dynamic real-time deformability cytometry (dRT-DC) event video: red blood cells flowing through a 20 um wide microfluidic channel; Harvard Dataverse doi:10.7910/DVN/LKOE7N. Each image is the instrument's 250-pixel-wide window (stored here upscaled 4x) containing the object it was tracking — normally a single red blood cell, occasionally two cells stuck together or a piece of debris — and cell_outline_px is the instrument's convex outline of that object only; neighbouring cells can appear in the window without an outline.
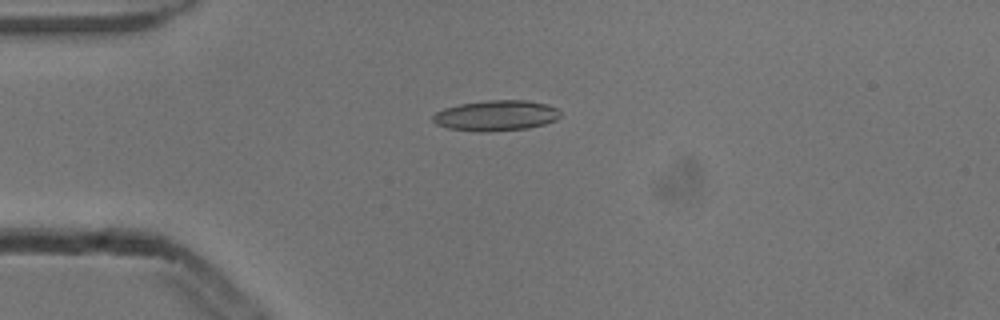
{"species": "common noctule bat (a hibernating species)", "species_latin": "Nyctalus noctula", "temperature_condition": "cold", "stored_images_in_passage": 6, "camera_frame_rate_fps": 3000, "um_per_image_px": 0.085, "animal": {"sex": "male", "body_mass_g": 13.3}, "frame": {"image": 1, "passage_image": 4, "time_ms": 1.0, "image_size_px": [1000, 320], "cell_outline_px": [[560, 116], [556, 120], [544, 124], [528, 128], [484, 132], [448, 128], [436, 124], [432, 120], [432, 116], [436, 112], [444, 108], [460, 104], [488, 100], [528, 100], [548, 104], [556, 108], [560, 112]], "centroid_in_image_um": [42.17, 9.81], "position_along_channel_um": 42.8, "area_um2": 22.66}}
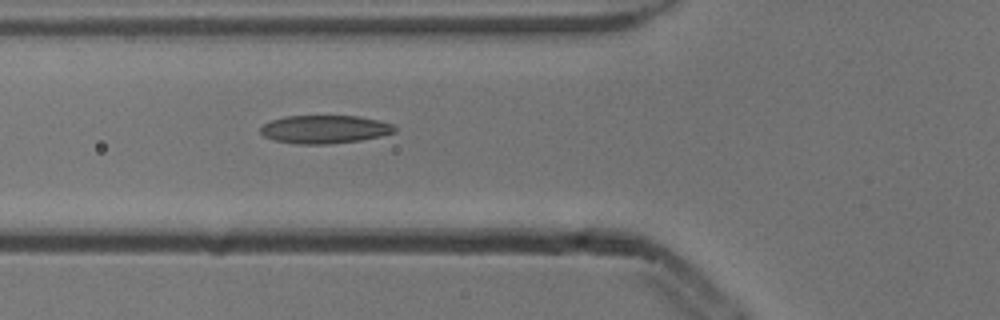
{"frame": {"image": 2, "passage_image": 6, "time_ms": 1.667, "image_size_px": [1000, 320], "cell_outline_px": [[396, 132], [380, 136], [360, 140], [328, 144], [296, 144], [276, 140], [264, 136], [260, 132], [260, 128], [264, 124], [272, 120], [284, 116], [360, 116], [380, 120], [392, 124], [396, 128]], "centroid_in_image_um": [27.62, 10.98], "position_along_channel_um": 98.2, "area_um2": 22.02}}